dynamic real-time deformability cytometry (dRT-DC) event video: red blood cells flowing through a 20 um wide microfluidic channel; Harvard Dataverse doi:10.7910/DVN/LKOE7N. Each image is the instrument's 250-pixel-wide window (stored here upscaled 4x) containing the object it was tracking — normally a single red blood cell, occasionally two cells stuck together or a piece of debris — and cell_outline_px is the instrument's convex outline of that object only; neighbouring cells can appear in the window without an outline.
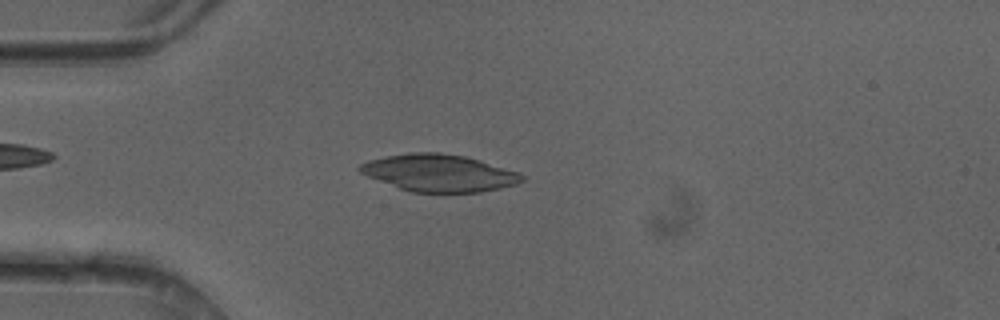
{"species": "common noctule bat (a hibernating species)", "species_latin": "Nyctalus noctula", "temperature_condition": "cold", "stored_images_in_passage": 48, "camera_frame_rate_fps": 3000, "um_per_image_px": 0.085, "animal": {"sex": "female"}, "frame": {"image": 1, "passage_image": 12, "time_ms": 3.667, "image_size_px": [1000, 320], "cell_outline_px": [[524, 180], [516, 184], [500, 188], [480, 192], [412, 192], [400, 188], [368, 176], [360, 172], [356, 168], [360, 164], [368, 160], [384, 156], [408, 152], [440, 152], [464, 156], [480, 160], [520, 172], [524, 176]], "centroid_in_image_um": [37.32, 14.69], "position_along_channel_um": 47.7, "area_um2": 35.08}}
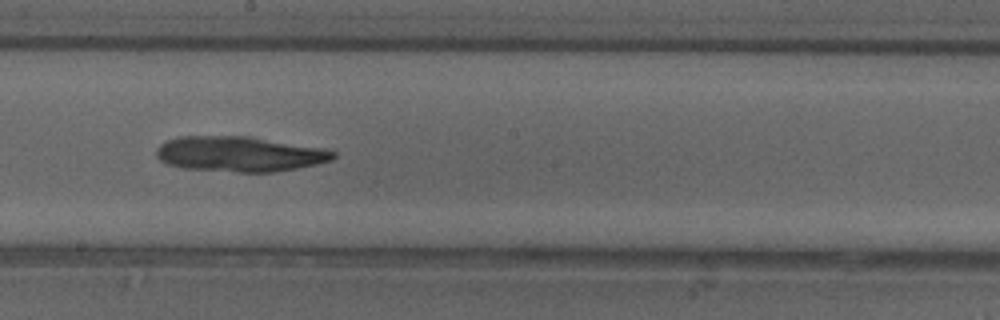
{"frame": {"image": 2, "passage_image": 26, "time_ms": 8.333, "image_size_px": [1000, 320], "cell_outline_px": [[336, 156], [332, 160], [316, 164], [296, 168], [272, 172], [240, 172], [184, 168], [168, 164], [160, 160], [156, 156], [156, 148], [164, 140], [176, 136], [248, 136], [328, 148], [336, 152]], "centroid_in_image_um": [20.37, 13.07], "position_along_channel_um": 227.8, "area_um2": 36.65}}
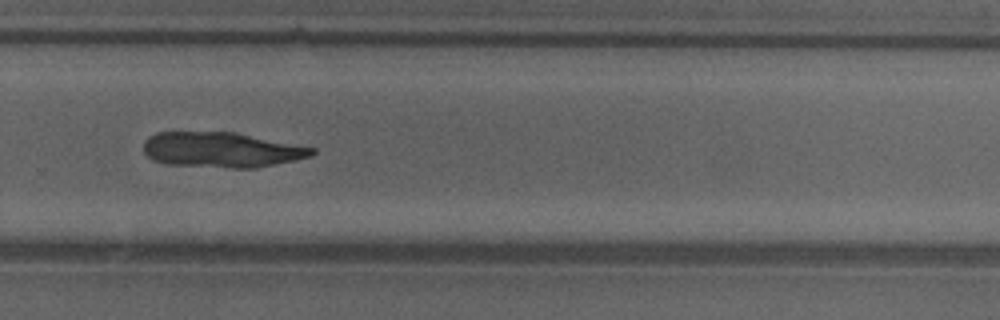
{"frame": {"image": 3, "passage_image": 32, "time_ms": 10.333, "image_size_px": [1000, 320], "cell_outline_px": [[316, 152], [312, 156], [256, 168], [232, 168], [164, 164], [152, 160], [144, 152], [144, 140], [148, 136], [156, 132], [236, 132], [316, 148]], "centroid_in_image_um": [18.82, 12.73], "position_along_channel_um": 311.0, "area_um2": 34.8}}